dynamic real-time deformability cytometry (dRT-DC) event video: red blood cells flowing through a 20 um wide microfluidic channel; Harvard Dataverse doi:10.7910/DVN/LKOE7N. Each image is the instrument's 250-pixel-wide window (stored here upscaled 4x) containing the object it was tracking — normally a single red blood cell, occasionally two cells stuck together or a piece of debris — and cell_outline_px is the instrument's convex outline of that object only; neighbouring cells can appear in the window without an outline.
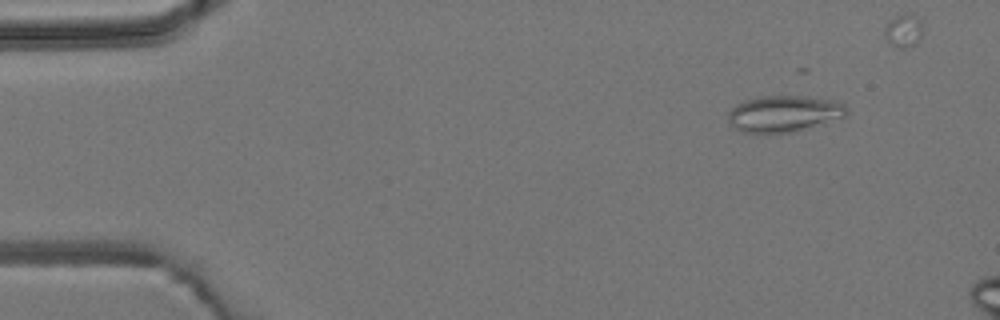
{"species": "common noctule bat (a hibernating species)", "species_latin": "Nyctalus noctula", "temperature_condition": "room temperature", "stored_images_in_passage": 4, "camera_frame_rate_fps": 3000, "um_per_image_px": 0.085, "animal": {"sex": "male", "body_mass_g": 19.2, "forearm_length_mm": 51.8}, "frame": {"image": 1, "passage_image": 1, "time_ms": 0.0, "image_size_px": [1000, 320], "cell_outline_px": [[848, 112], [844, 116], [824, 124], [792, 132], [772, 136], [768, 136], [740, 132], [732, 128], [728, 124], [728, 112], [736, 104], [744, 100], [760, 96], [804, 96], [832, 100], [844, 104]], "centroid_in_image_um": [66.55, 9.72], "position_along_channel_um": 18.4, "area_um2": 26.01}}